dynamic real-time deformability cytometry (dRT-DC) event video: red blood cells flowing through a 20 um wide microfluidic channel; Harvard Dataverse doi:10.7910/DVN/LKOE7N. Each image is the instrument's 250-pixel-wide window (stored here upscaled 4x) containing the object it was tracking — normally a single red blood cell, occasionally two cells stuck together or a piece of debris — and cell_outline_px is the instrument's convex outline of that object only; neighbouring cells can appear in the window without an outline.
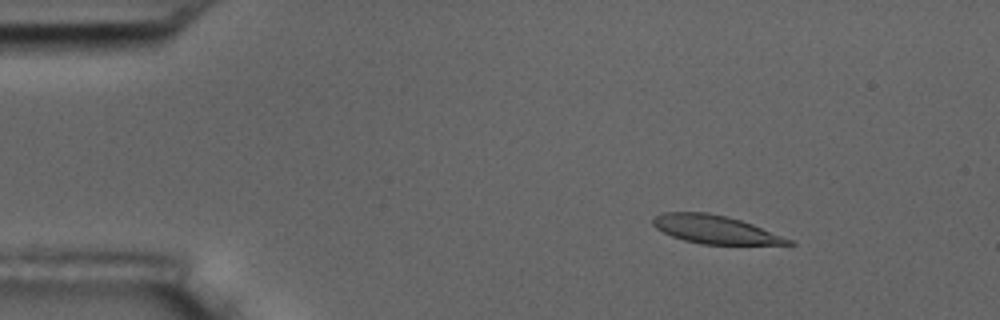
{"species": "common noctule bat (a hibernating species)", "species_latin": "Nyctalus noctula", "temperature_condition": "room temperature", "stored_images_in_passage": 6, "camera_frame_rate_fps": 3000, "um_per_image_px": 0.085, "animal": {"sex": "male", "body_mass_g": 17.5, "forearm_length_mm": 52.3}, "frame": {"image": 1, "passage_image": 3, "time_ms": 2.333, "image_size_px": [1000, 320], "cell_outline_px": [[796, 244], [700, 244], [684, 240], [672, 236], [656, 228], [652, 224], [652, 220], [656, 216], [664, 212], [708, 212], [740, 220], [752, 224], [792, 240]], "centroid_in_image_um": [60.74, 19.5], "position_along_channel_um": 24.3, "area_um2": 21.91}}
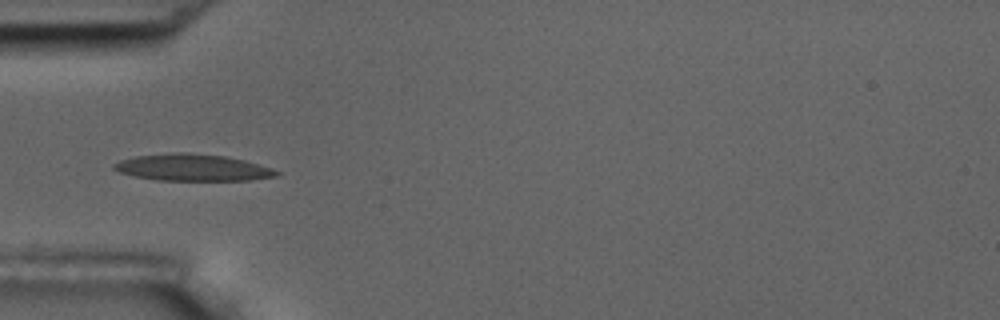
{"frame": {"image": 2, "passage_image": 6, "time_ms": 5.667, "image_size_px": [1000, 320], "cell_outline_px": [[280, 176], [252, 180], [156, 180], [136, 176], [120, 172], [112, 168], [112, 164], [120, 160], [136, 156], [172, 152], [188, 152], [224, 156], [244, 160], [272, 168], [280, 172]], "centroid_in_image_um": [16.39, 14.24], "position_along_channel_um": 68.6, "area_um2": 25.37}}